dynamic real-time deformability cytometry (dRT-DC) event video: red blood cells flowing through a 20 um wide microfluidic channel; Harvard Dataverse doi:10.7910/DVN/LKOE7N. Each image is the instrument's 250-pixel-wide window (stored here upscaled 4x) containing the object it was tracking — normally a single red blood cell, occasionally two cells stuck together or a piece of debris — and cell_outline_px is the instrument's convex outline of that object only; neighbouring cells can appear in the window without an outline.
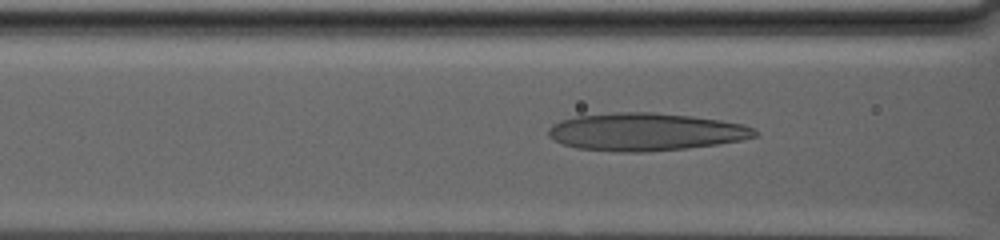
{"species": "human", "species_latin": "Homo sapiens", "temperature_condition": "warm", "stored_images_in_passage": 61, "camera_frame_rate_fps": 3000, "um_per_image_px": 0.085, "donor": {"sex": "male"}, "frame": {"image": 1, "passage_image": 14, "time_ms": 4.333, "image_size_px": [1000, 240], "cell_outline_px": [[756, 136], [740, 140], [716, 144], [688, 148], [644, 152], [620, 152], [576, 148], [564, 144], [548, 136], [548, 128], [552, 124], [560, 120], [576, 116], [616, 112], [652, 112], [692, 116], [720, 120], [740, 124], [756, 128]], "centroid_in_image_um": [54.84, 11.2], "position_along_channel_um": 111.8, "area_um2": 45.26}}
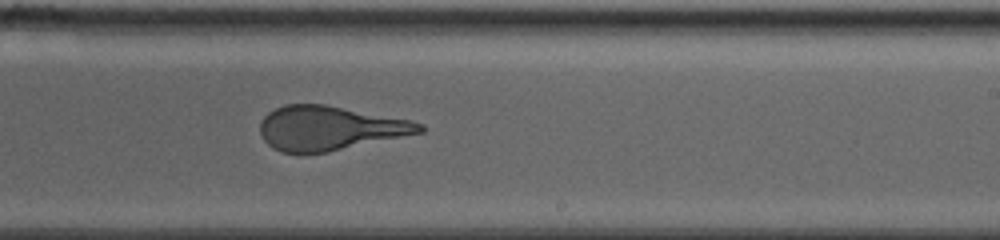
{"frame": {"image": 2, "passage_image": 32, "time_ms": 10.333, "image_size_px": [1000, 240], "cell_outline_px": [[424, 132], [328, 152], [280, 152], [272, 148], [260, 136], [260, 120], [268, 112], [284, 104], [324, 104], [408, 120], [424, 124]], "centroid_in_image_um": [27.98, 10.89], "position_along_channel_um": 261.0, "area_um2": 40.86}}
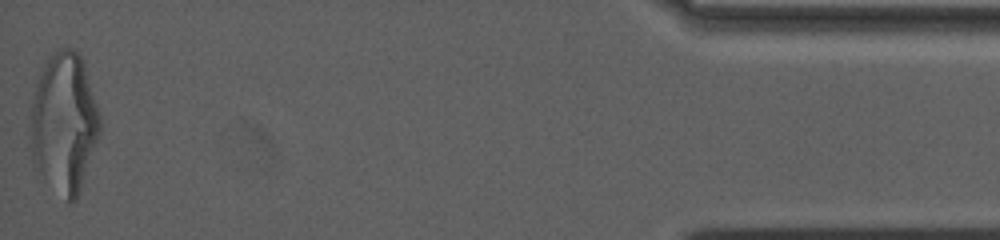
{"frame": {"image": 3, "passage_image": 61, "time_ms": 20.0, "image_size_px": [1000, 240], "cell_outline_px": [[100, 132], [76, 200], [72, 204], [68, 204], [44, 176], [32, 160], [32, 104], [36, 88], [40, 76], [48, 60], [56, 48], [72, 48], [84, 60], [100, 116]], "centroid_in_image_um": [5.49, 10.43], "position_along_channel_um": 429.7, "area_um2": 55.43}, "authors_computed_cell_mechanics": {"area_um2": 44.1014, "velocity_mm_per_s": 2.487, "shape_relaxation_time_tau1_ms": 11.3376, "shape_relaxation_time_tau2_ms": 1.4135, "deformation_change_tau1": 0.3063, "deformation_change_tau2": 0.1145}}